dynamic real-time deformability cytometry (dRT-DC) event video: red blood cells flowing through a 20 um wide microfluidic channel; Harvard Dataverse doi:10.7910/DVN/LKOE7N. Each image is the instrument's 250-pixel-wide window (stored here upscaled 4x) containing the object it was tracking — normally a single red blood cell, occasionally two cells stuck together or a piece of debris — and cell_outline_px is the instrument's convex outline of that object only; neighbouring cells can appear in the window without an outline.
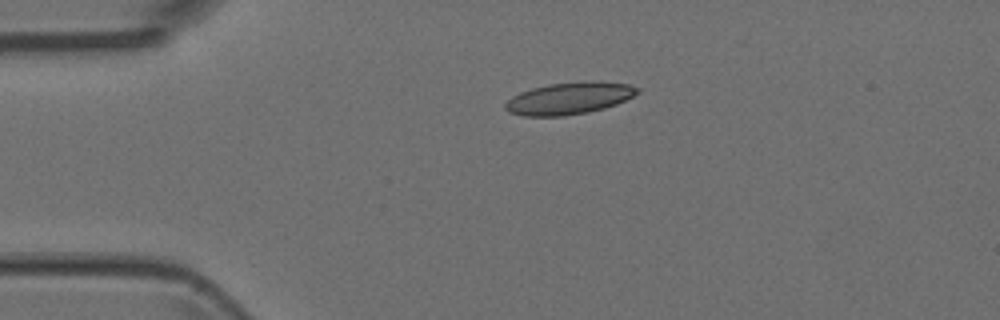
{"species": "Egyptian fruit bat (a non-hibernating species)", "species_latin": "Rousettus aegyptiacus", "temperature_condition": "room temperature", "stored_images_in_passage": 4, "camera_frame_rate_fps": 3000, "um_per_image_px": 0.085, "animal": {"sex": "female"}, "frame": {"image": 1, "passage_image": 3, "time_ms": 0.667, "image_size_px": [1000, 320], "cell_outline_px": [[640, 92], [616, 104], [604, 108], [588, 112], [564, 116], [524, 116], [508, 112], [504, 108], [504, 104], [512, 96], [520, 92], [532, 88], [548, 84], [580, 80], [592, 80], [628, 84], [640, 88]], "centroid_in_image_um": [48.37, 8.34], "position_along_channel_um": 36.6, "area_um2": 24.91}}